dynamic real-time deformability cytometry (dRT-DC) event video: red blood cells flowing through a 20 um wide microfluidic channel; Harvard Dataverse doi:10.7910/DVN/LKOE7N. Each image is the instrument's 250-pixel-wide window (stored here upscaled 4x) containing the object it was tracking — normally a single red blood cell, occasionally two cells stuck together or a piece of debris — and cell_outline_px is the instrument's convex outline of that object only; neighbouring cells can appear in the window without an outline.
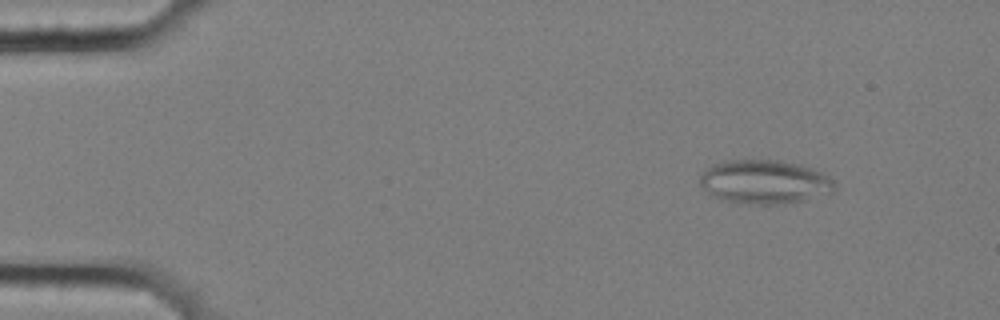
{"species": "common noctule bat (a hibernating species)", "species_latin": "Nyctalus noctula", "temperature_condition": "cold", "stored_images_in_passage": 8, "segment_of_instrument_passage": [1, 2], "camera_frame_rate_fps": 3000, "um_per_image_px": 0.085, "animal": {"sex": "female", "body_mass_g": 25.1}, "frame": {"image": 1, "passage_image": 2, "time_ms": 0.333, "image_size_px": [1000, 320], "cell_outline_px": [[836, 188], [832, 192], [804, 200], [776, 204], [736, 204], [716, 196], [708, 192], [700, 184], [700, 176], [712, 164], [724, 160], [780, 160], [800, 164], [812, 168], [832, 176]], "centroid_in_image_um": [65.02, 15.45], "position_along_channel_um": 20.0, "area_um2": 34.51}}